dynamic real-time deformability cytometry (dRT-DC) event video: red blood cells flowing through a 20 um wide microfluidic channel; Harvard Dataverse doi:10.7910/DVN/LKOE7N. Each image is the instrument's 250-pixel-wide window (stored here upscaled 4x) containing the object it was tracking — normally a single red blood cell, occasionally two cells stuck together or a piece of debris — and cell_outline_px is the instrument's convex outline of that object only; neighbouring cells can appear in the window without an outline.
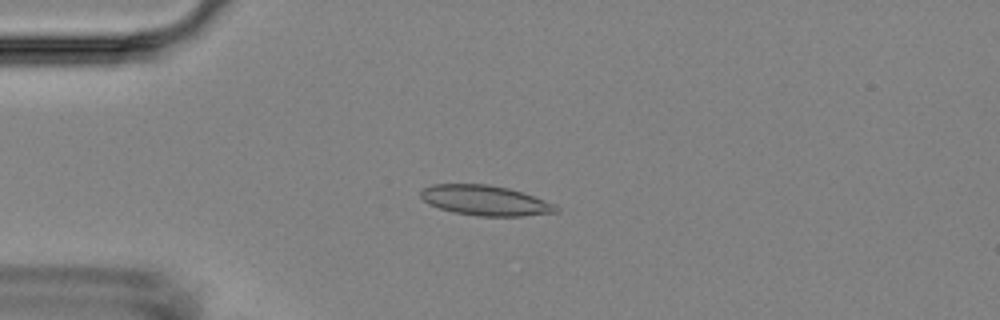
{"species": "Egyptian fruit bat (a non-hibernating species)", "species_latin": "Rousettus aegyptiacus", "temperature_condition": "room temperature", "stored_images_in_passage": 24, "camera_frame_rate_fps": 3000, "um_per_image_px": 0.085, "animal": {"sex": "female"}, "frame": {"image": 1, "passage_image": 14, "time_ms": 4.333, "image_size_px": [1000, 320], "cell_outline_px": [[560, 212], [524, 216], [476, 216], [452, 212], [428, 204], [420, 196], [420, 192], [424, 188], [432, 184], [488, 184], [508, 188], [556, 204], [560, 208]], "centroid_in_image_um": [41.25, 17.05], "position_along_channel_um": 43.7, "area_um2": 23.81}}